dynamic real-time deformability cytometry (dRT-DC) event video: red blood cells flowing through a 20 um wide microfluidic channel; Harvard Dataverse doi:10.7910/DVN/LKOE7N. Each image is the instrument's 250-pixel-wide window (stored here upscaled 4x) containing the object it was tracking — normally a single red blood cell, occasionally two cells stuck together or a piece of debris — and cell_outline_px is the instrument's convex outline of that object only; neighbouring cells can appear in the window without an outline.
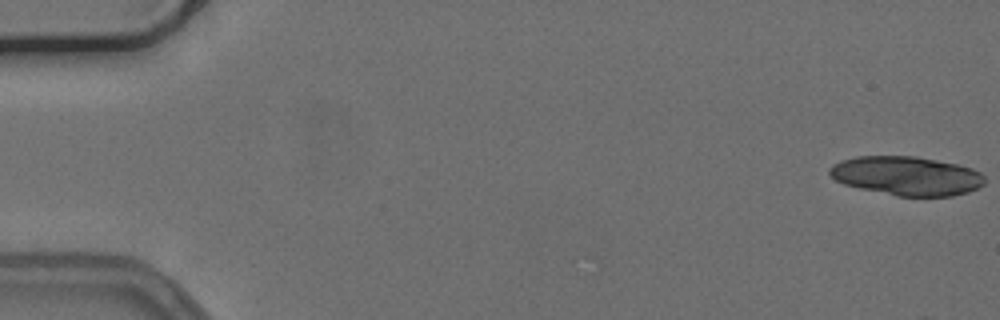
{"species": "common noctule bat (a hibernating species)", "species_latin": "Nyctalus noctula", "temperature_condition": "cold", "stored_images_in_passage": 5, "camera_frame_rate_fps": 3000, "um_per_image_px": 0.085, "animal": {"sex": "female", "body_mass_g": 24.6, "forearm_length_mm": 56.2}, "frame": {"image": 1, "passage_image": 1, "time_ms": 0.0, "image_size_px": [1000, 320], "cell_outline_px": [[984, 184], [968, 192], [952, 196], [896, 196], [860, 188], [844, 184], [836, 180], [828, 172], [828, 168], [832, 164], [840, 160], [856, 156], [916, 156], [956, 164], [972, 168], [980, 172], [984, 176]], "centroid_in_image_um": [77.04, 14.94], "position_along_channel_um": 8.0, "area_um2": 35.26}}